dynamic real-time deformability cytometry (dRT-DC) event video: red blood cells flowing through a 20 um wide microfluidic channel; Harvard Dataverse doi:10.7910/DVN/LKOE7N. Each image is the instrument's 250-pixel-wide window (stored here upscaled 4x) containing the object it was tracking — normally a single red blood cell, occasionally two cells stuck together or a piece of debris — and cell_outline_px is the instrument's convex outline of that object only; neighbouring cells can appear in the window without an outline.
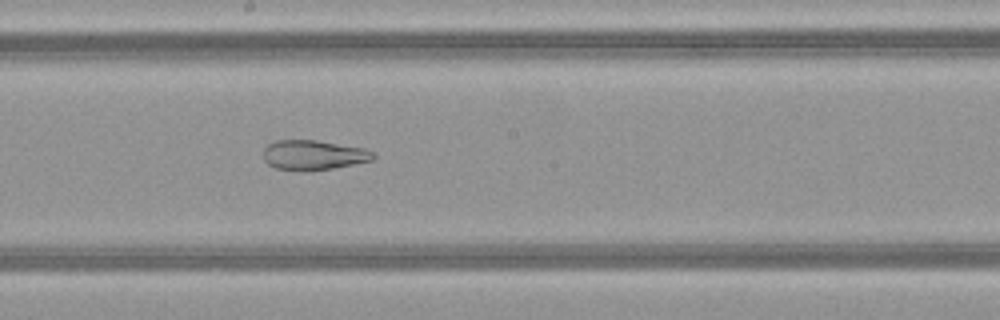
{"species": "common noctule bat (a hibernating species)", "species_latin": "Nyctalus noctula", "temperature_condition": "warm", "stored_images_in_passage": 49, "camera_frame_rate_fps": 3000, "um_per_image_px": 0.085, "animal": {"sex": "female", "body_mass_g": 21.9}, "frame": {"image": 1, "passage_image": 27, "time_ms": 8.667, "image_size_px": [1000, 320], "cell_outline_px": [[376, 156], [372, 160], [332, 168], [308, 172], [276, 168], [268, 164], [264, 160], [264, 148], [268, 144], [276, 140], [316, 140], [364, 148], [376, 152]], "centroid_in_image_um": [26.65, 13.18], "position_along_channel_um": 221.6, "area_um2": 19.19}}
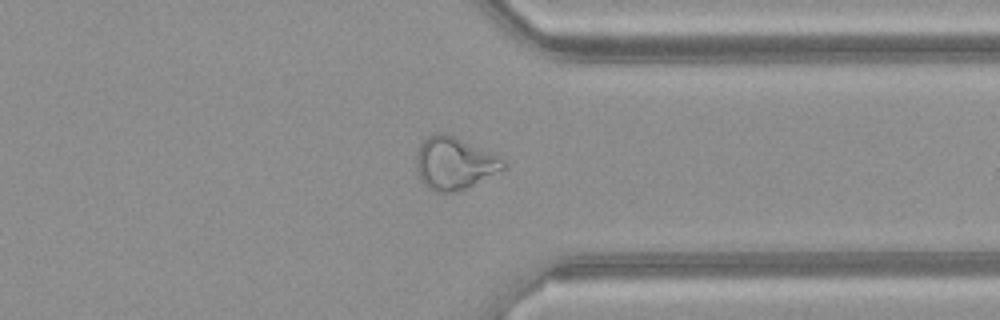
{"frame": {"image": 2, "passage_image": 38, "time_ms": 12.333, "image_size_px": [1000, 320], "cell_outline_px": [[508, 168], [456, 192], [436, 192], [428, 188], [420, 180], [416, 168], [416, 152], [420, 144], [428, 136], [436, 132], [444, 132], [504, 160], [508, 164]], "centroid_in_image_um": [38.58, 13.89], "position_along_channel_um": 372.8, "area_um2": 26.3}}
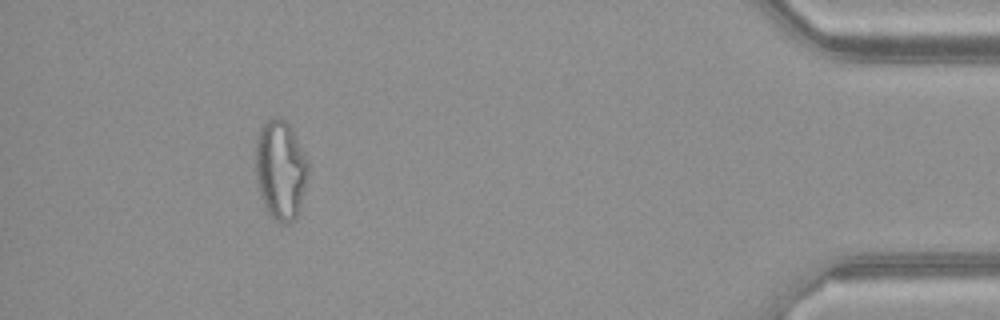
{"frame": {"image": 3, "passage_image": 45, "time_ms": 14.667, "image_size_px": [1000, 320], "cell_outline_px": [[308, 176], [300, 208], [296, 216], [288, 224], [280, 224], [272, 220], [264, 208], [260, 196], [256, 180], [256, 140], [260, 128], [272, 116], [280, 116], [288, 124], [296, 136], [308, 160]], "centroid_in_image_um": [23.84, 14.47], "position_along_channel_um": 411.4, "area_um2": 30.92}, "authors_computed_cell_mechanics": {"area_um2": 28.7844, "velocity_mm_per_s": 4.1781, "shape_relaxation_time_tau1_ms": null, "shape_relaxation_time_tau2_ms": 1.9878, "deformation_change_tau1": null, "deformation_change_tau2": 0.1062}}